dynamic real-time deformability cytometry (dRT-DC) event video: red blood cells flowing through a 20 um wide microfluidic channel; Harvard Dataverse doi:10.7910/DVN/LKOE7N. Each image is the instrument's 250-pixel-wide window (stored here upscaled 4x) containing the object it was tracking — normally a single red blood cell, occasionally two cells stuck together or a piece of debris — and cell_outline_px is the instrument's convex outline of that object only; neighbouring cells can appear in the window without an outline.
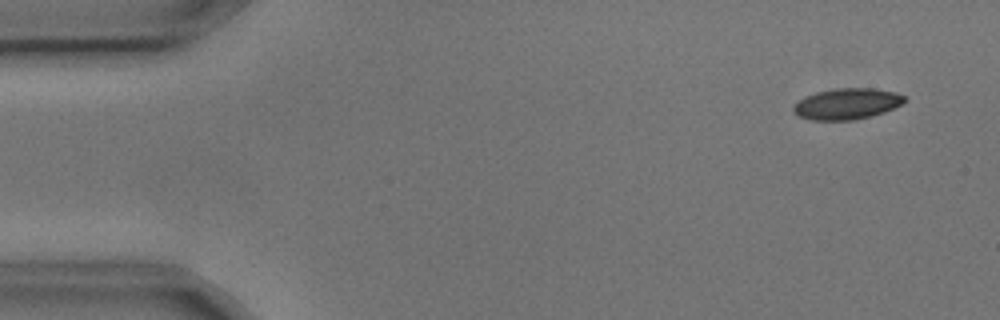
{"species": "common noctule bat (a hibernating species)", "species_latin": "Nyctalus noctula", "temperature_condition": "cold", "stored_images_in_passage": 6, "camera_frame_rate_fps": 3000, "um_per_image_px": 0.085, "animal": {"sex": "male", "body_mass_g": 17.9, "forearm_length_mm": 54.2}, "frame": {"image": 1, "passage_image": 1, "time_ms": 0.0, "image_size_px": [1000, 320], "cell_outline_px": [[908, 100], [884, 112], [872, 116], [856, 120], [808, 120], [792, 112], [792, 108], [804, 96], [816, 92], [836, 88], [872, 88], [896, 92], [904, 96]], "centroid_in_image_um": [71.98, 8.83], "position_along_channel_um": 13.0, "area_um2": 20.17}}
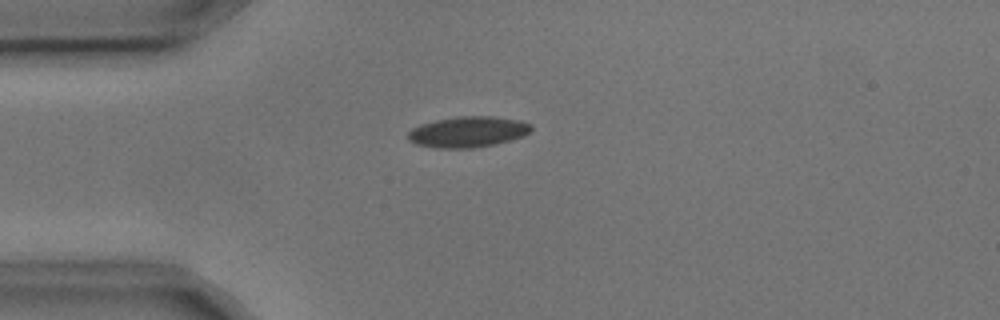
{"frame": {"image": 2, "passage_image": 4, "time_ms": 1.0, "image_size_px": [1000, 320], "cell_outline_px": [[532, 132], [524, 136], [496, 144], [472, 148], [436, 148], [416, 144], [408, 140], [408, 132], [412, 128], [420, 124], [436, 120], [460, 116], [492, 116], [520, 120], [532, 124]], "centroid_in_image_um": [39.8, 11.21], "position_along_channel_um": 45.2, "area_um2": 22.31}}
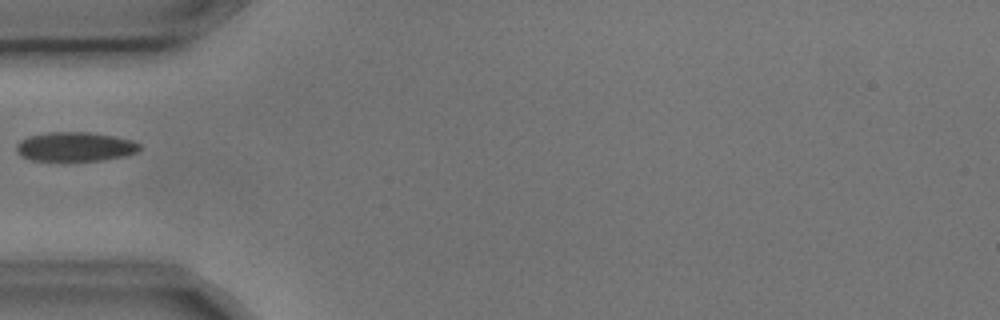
{"frame": {"image": 3, "passage_image": 5, "time_ms": 1.333, "image_size_px": [1000, 320], "cell_outline_px": [[140, 148], [136, 152], [124, 156], [104, 160], [32, 160], [20, 156], [16, 152], [16, 144], [20, 140], [28, 136], [48, 132], [88, 132], [112, 136], [132, 140], [140, 144]], "centroid_in_image_um": [6.35, 12.46], "position_along_channel_um": 78.7, "area_um2": 20.92}}